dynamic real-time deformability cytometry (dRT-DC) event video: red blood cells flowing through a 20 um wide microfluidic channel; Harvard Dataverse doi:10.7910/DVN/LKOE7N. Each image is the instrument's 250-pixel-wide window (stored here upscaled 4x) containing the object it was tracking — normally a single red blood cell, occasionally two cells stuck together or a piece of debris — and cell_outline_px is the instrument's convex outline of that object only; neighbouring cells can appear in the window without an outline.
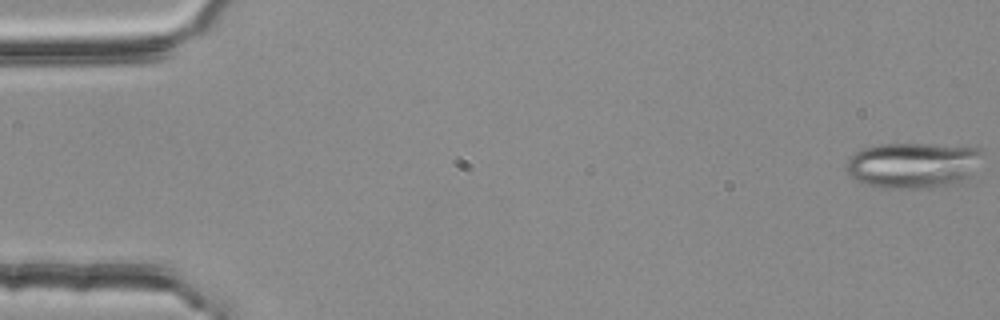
{"species": "common noctule bat (a hibernating species)", "species_latin": "Nyctalus noctula", "temperature_condition": "room temperature", "stored_images_in_passage": 55, "camera_frame_rate_fps": 3000, "um_per_image_px": 0.085, "animal": {"sex": "female", "body_mass_g": 25.1}, "frame": {"image": 1, "passage_image": 1, "time_ms": 0.0, "image_size_px": [1000, 320], "cell_outline_px": [[984, 148], [976, 176], [960, 184], [916, 188], [884, 188], [868, 184], [856, 180], [844, 168], [848, 156], [860, 148], [880, 144], [928, 144]], "centroid_in_image_um": [77.68, 14.04], "position_along_channel_um": 7.3, "area_um2": 37.17}}
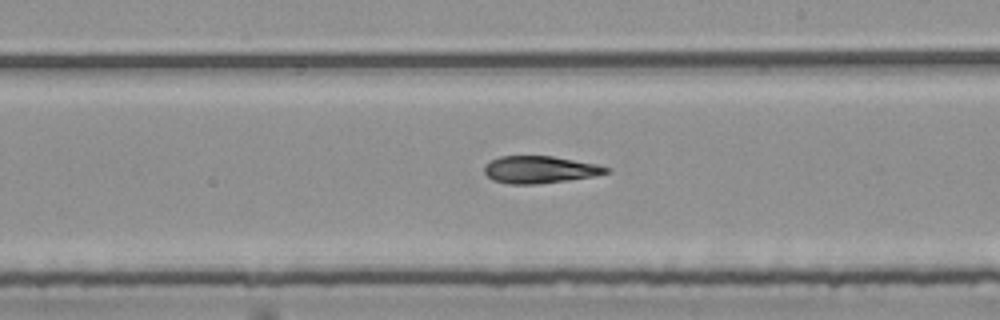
{"frame": {"image": 2, "passage_image": 32, "time_ms": 10.333, "image_size_px": [1000, 320], "cell_outline_px": [[612, 172], [592, 176], [568, 180], [536, 184], [508, 184], [492, 180], [484, 172], [484, 164], [500, 156], [552, 156], [596, 164], [612, 168]], "centroid_in_image_um": [45.88, 14.42], "position_along_channel_um": 243.1, "area_um2": 19.36}}
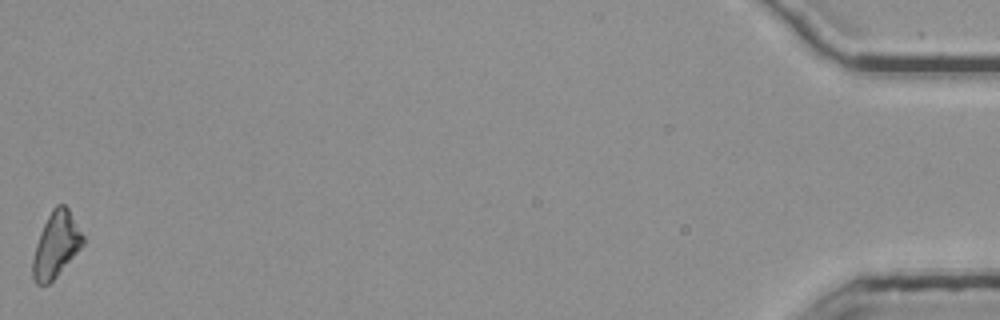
{"frame": {"image": 3, "passage_image": 55, "time_ms": 18.0, "image_size_px": [1000, 320], "cell_outline_px": [[84, 244], [56, 276], [48, 284], [36, 284], [32, 276], [32, 260], [36, 244], [40, 232], [52, 208], [56, 204], [64, 204], [68, 208], [84, 236]], "centroid_in_image_um": [4.75, 20.79], "position_along_channel_um": 430.4, "area_um2": 18.9}, "authors_computed_cell_mechanics": {"area_um2": 20.1722, "velocity_mm_per_s": 3.7528, "shape_relaxation_time_tau1_ms": null, "shape_relaxation_time_tau2_ms": 8.0724, "deformation_change_tau1": null, "deformation_change_tau2": 0.2124}}